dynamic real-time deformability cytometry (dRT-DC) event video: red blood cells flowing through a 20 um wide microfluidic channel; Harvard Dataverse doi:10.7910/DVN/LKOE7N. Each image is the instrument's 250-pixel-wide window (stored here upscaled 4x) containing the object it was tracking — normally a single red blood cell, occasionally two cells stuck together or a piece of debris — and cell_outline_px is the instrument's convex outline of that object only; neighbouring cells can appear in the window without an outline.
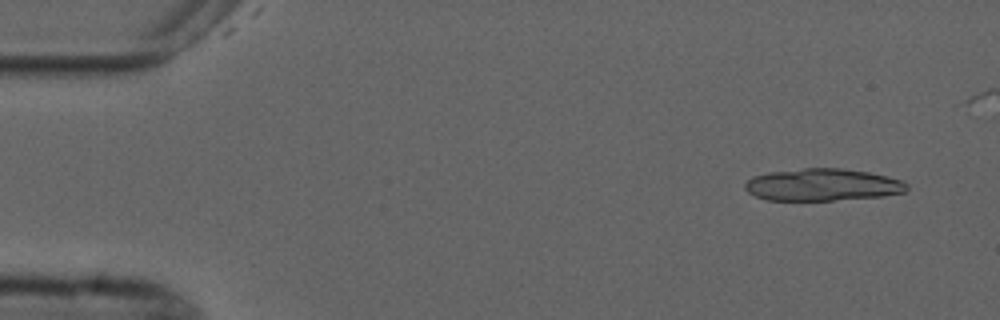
{"species": "common noctule bat (a hibernating species)", "species_latin": "Nyctalus noctula", "temperature_condition": "cold", "stored_images_in_passage": 6, "camera_frame_rate_fps": 3000, "um_per_image_px": 0.085, "animal": {"sex": "male", "forearm_length_mm": 52.5}, "frame": {"image": 1, "passage_image": 2, "time_ms": 1.0, "image_size_px": [1000, 320], "cell_outline_px": [[908, 188], [904, 192], [884, 196], [832, 200], [768, 200], [756, 196], [748, 192], [744, 188], [744, 184], [752, 176], [768, 172], [804, 168], [840, 168], [868, 172], [904, 180], [908, 184]], "centroid_in_image_um": [69.92, 15.7], "position_along_channel_um": 15.1, "area_um2": 30.4}}